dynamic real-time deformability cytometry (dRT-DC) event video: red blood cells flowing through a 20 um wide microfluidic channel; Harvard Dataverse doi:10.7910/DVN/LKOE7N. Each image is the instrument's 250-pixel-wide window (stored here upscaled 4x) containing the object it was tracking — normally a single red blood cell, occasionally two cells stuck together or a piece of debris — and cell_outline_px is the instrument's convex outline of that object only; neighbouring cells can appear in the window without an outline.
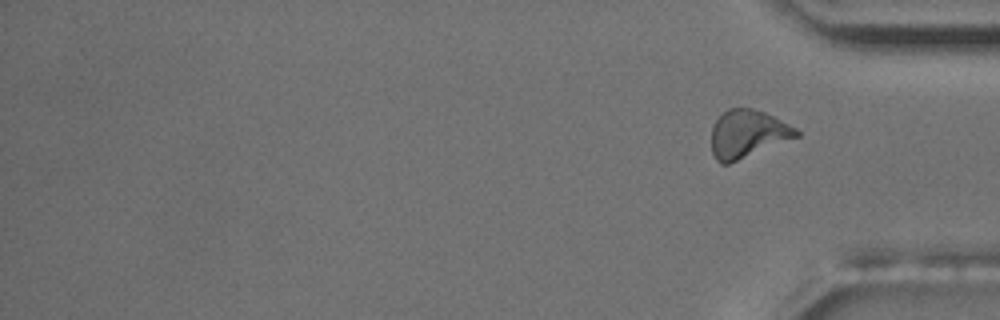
{"species": "common noctule bat (a hibernating species)", "species_latin": "Nyctalus noctula", "temperature_condition": "room temperature", "stored_images_in_passage": 15, "camera_frame_rate_fps": 3000, "um_per_image_px": 0.085, "animal": {"sex": "male", "body_mass_g": 17.5, "forearm_length_mm": 52.3}, "frame": {"image": 1, "passage_image": 15, "time_ms": 18.333, "image_size_px": [1000, 320], "cell_outline_px": [[800, 136], [728, 164], [720, 164], [716, 160], [712, 152], [712, 128], [716, 120], [728, 108], [752, 108], [764, 112], [796, 128], [800, 132]], "centroid_in_image_um": [63.54, 11.39], "position_along_channel_um": 371.7, "area_um2": 23.47}}